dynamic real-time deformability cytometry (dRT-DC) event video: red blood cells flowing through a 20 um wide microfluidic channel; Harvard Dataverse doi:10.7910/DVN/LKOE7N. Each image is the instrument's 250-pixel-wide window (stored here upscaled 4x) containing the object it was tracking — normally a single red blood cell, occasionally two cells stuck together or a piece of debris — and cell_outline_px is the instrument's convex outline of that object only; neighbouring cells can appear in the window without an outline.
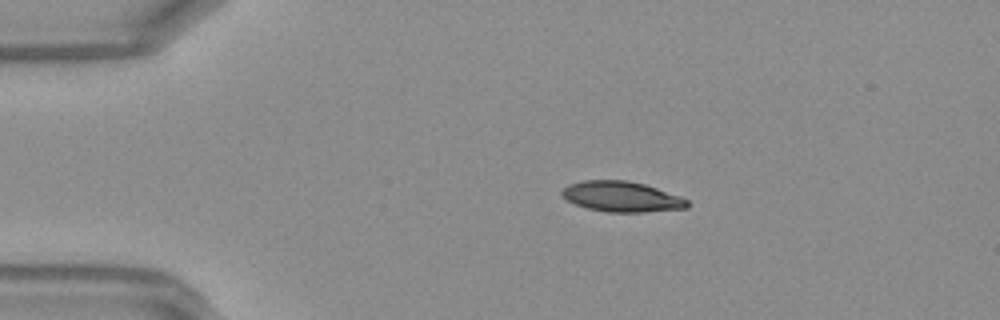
{"species": "Egyptian fruit bat (a non-hibernating species)", "species_latin": "Rousettus aegyptiacus", "temperature_condition": "warm", "stored_images_in_passage": 39, "camera_frame_rate_fps": 3000, "um_per_image_px": 0.085, "frame": {"image": 1, "passage_image": 1, "time_ms": 0.0, "image_size_px": [1000, 320], "cell_outline_px": [[688, 208], [640, 212], [608, 212], [588, 208], [576, 204], [568, 200], [560, 192], [568, 184], [580, 180], [628, 180], [644, 184], [680, 196], [688, 200]], "centroid_in_image_um": [52.83, 16.7], "position_along_channel_um": 32.2, "area_um2": 22.08}}
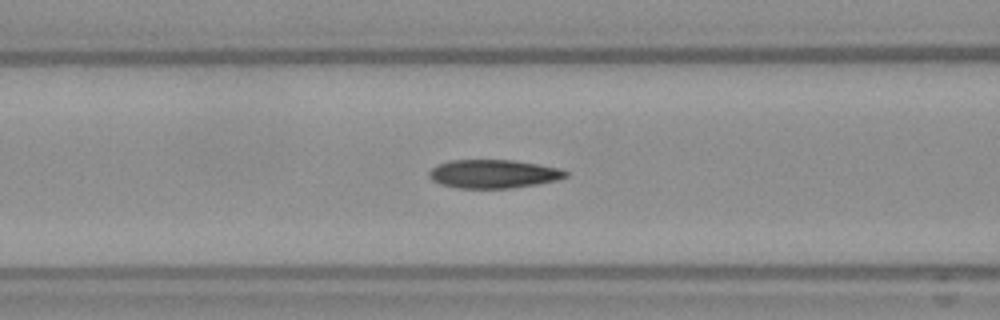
{"frame": {"image": 2, "passage_image": 11, "time_ms": 3.333, "image_size_px": [1000, 320], "cell_outline_px": [[568, 176], [556, 180], [536, 184], [512, 188], [460, 188], [440, 184], [432, 180], [428, 176], [428, 172], [436, 164], [448, 160], [512, 160], [560, 168], [568, 172]], "centroid_in_image_um": [41.9, 14.77], "position_along_channel_um": 124.7, "area_um2": 22.72}}
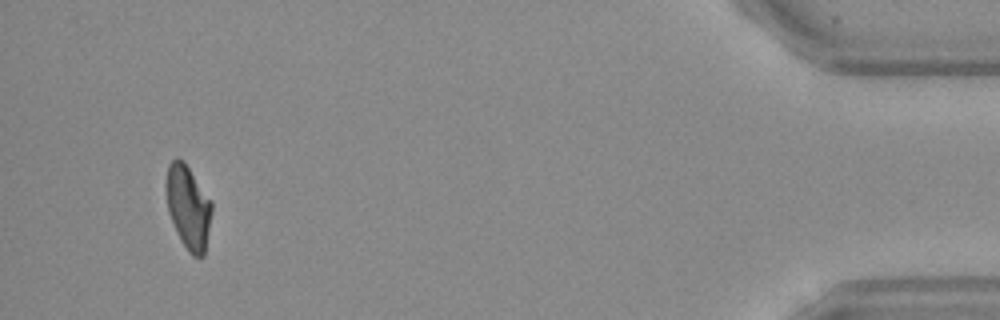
{"frame": {"image": 3, "passage_image": 37, "time_ms": 12.0, "image_size_px": [1000, 320], "cell_outline_px": [[212, 212], [204, 256], [192, 256], [188, 252], [180, 240], [176, 232], [168, 212], [164, 184], [168, 164], [176, 156], [184, 160], [212, 200]], "centroid_in_image_um": [15.98, 17.56], "position_along_channel_um": 419.2, "area_um2": 22.83}, "authors_computed_cell_mechanics": {"area_um2": 22.8888, "velocity_mm_per_s": 4.2511, "shape_relaxation_time_tau1_ms": 6.3866, "shape_relaxation_time_tau2_ms": 2.4553, "deformation_change_tau1": 0.2128, "deformation_change_tau2": 0.0767}}